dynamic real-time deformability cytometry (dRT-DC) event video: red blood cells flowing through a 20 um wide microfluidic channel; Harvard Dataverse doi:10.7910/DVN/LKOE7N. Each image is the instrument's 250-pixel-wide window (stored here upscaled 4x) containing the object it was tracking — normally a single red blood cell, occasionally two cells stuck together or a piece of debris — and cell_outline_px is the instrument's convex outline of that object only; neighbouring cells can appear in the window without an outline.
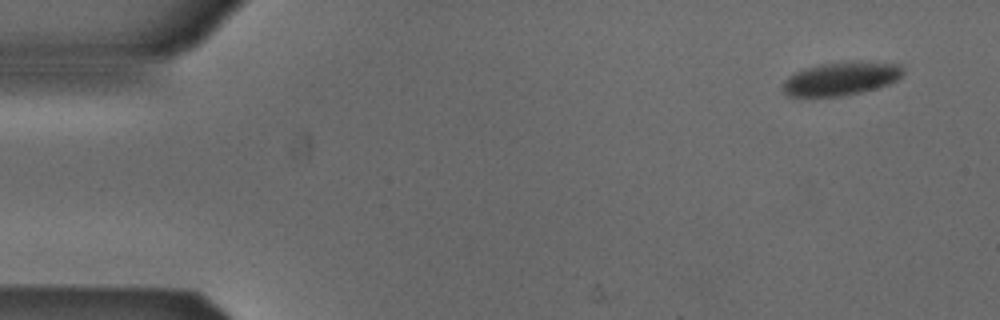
{"species": "Egyptian fruit bat (a non-hibernating species)", "species_latin": "Rousettus aegyptiacus", "temperature_condition": "cold", "stored_images_in_passage": 4, "camera_frame_rate_fps": 3000, "um_per_image_px": 0.085, "animal": {"sex": "male"}, "frame": {"image": 1, "passage_image": 1, "time_ms": 0.0, "image_size_px": [1000, 320], "cell_outline_px": [[904, 72], [896, 80], [888, 84], [876, 88], [860, 92], [840, 96], [804, 100], [788, 96], [784, 92], [784, 80], [788, 76], [804, 68], [820, 64], [900, 64], [904, 68]], "centroid_in_image_um": [71.35, 6.78], "position_along_channel_um": 13.6, "area_um2": 23.0}}
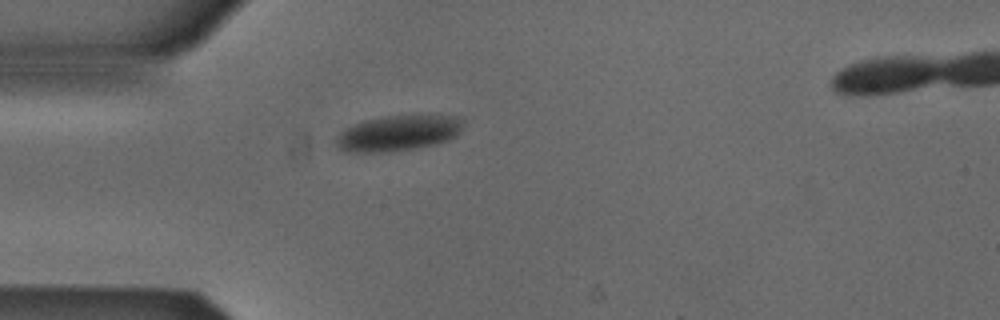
{"frame": {"image": 2, "passage_image": 4, "time_ms": 1.0, "image_size_px": [1000, 320], "cell_outline_px": [[464, 120], [460, 132], [456, 136], [448, 140], [436, 144], [416, 148], [388, 152], [356, 152], [340, 148], [336, 144], [336, 136], [344, 128], [352, 124], [364, 120], [388, 116], [428, 112], [456, 116]], "centroid_in_image_um": [33.92, 11.26], "position_along_channel_um": 51.1, "area_um2": 27.17}}